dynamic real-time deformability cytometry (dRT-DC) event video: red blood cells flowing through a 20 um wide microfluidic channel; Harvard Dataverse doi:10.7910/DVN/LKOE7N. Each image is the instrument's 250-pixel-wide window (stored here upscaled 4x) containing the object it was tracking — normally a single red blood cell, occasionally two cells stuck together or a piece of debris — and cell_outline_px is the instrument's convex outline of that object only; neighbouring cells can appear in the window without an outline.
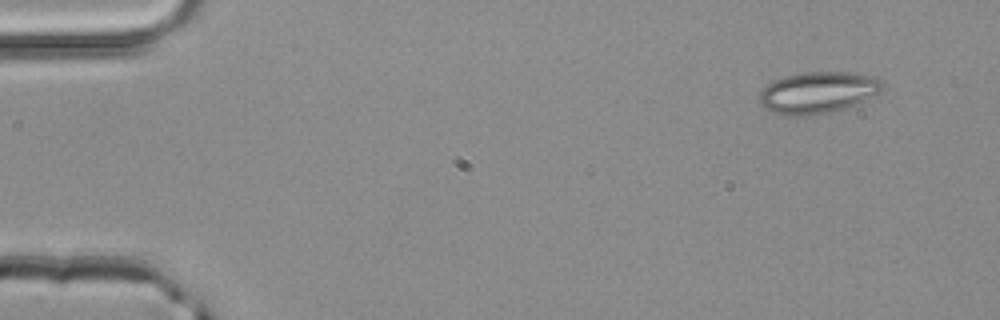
{"species": "common noctule bat (a hibernating species)", "species_latin": "Nyctalus noctula", "temperature_condition": "room temperature", "stored_images_in_passage": 4, "camera_frame_rate_fps": 3000, "um_per_image_px": 0.085, "animal": {"sex": "male", "body_mass_g": 20.4}, "frame": {"image": 1, "passage_image": 4, "time_ms": 1.0, "image_size_px": [1000, 320], "cell_outline_px": [[884, 84], [880, 92], [844, 108], [832, 112], [812, 116], [788, 116], [772, 112], [764, 108], [760, 104], [760, 92], [768, 84], [784, 76], [804, 72], [844, 72], [872, 76], [884, 80]], "centroid_in_image_um": [69.5, 7.87], "position_along_channel_um": 15.5, "area_um2": 29.71}}